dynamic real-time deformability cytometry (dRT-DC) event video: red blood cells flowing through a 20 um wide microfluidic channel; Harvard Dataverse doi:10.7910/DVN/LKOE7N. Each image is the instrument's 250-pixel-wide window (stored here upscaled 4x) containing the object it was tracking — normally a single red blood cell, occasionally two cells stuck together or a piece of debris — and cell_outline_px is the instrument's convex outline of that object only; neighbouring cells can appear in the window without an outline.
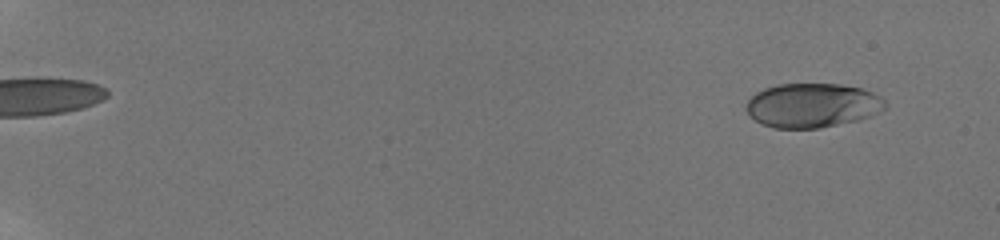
{"species": "human", "species_latin": "Homo sapiens", "temperature_condition": "room temperature", "stored_images_in_passage": 38, "camera_frame_rate_fps": 3000, "um_per_image_px": 0.085, "donor": {"sex": "male"}, "frame": {"image": 1, "passage_image": 7, "time_ms": 1.667, "image_size_px": [1000, 240], "cell_outline_px": [[884, 108], [872, 116], [856, 120], [820, 128], [772, 128], [760, 124], [748, 116], [744, 108], [748, 100], [756, 92], [764, 88], [776, 84], [840, 84], [860, 88], [872, 92], [880, 96], [884, 100]], "centroid_in_image_um": [68.98, 8.96], "position_along_channel_um": 16.0, "area_um2": 36.01}}
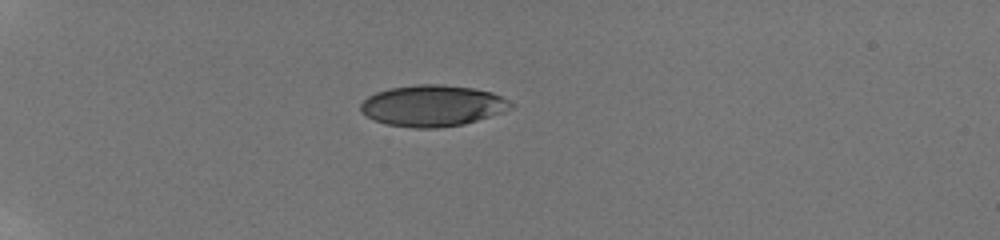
{"frame": {"image": 2, "passage_image": 27, "time_ms": 6.333, "image_size_px": [1000, 240], "cell_outline_px": [[512, 108], [504, 112], [464, 124], [436, 128], [412, 128], [384, 124], [360, 112], [360, 104], [368, 96], [376, 92], [388, 88], [416, 84], [440, 84], [472, 88], [492, 92], [508, 100], [512, 104]], "centroid_in_image_um": [36.75, 8.98], "position_along_channel_um": 48.3, "area_um2": 36.18}}
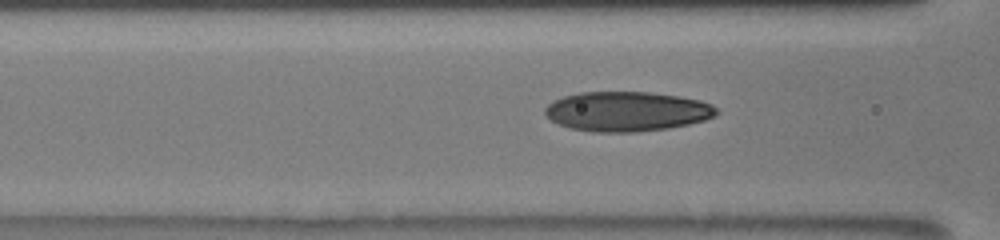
{"frame": {"image": 3, "passage_image": 37, "time_ms": 9.333, "image_size_px": [1000, 240], "cell_outline_px": [[720, 112], [716, 116], [704, 120], [688, 124], [668, 128], [636, 132], [592, 132], [568, 128], [552, 120], [544, 112], [544, 108], [552, 100], [564, 96], [580, 92], [648, 92], [680, 96], [700, 100], [712, 104]], "centroid_in_image_um": [53.29, 9.47], "position_along_channel_um": 113.3, "area_um2": 39.88}}